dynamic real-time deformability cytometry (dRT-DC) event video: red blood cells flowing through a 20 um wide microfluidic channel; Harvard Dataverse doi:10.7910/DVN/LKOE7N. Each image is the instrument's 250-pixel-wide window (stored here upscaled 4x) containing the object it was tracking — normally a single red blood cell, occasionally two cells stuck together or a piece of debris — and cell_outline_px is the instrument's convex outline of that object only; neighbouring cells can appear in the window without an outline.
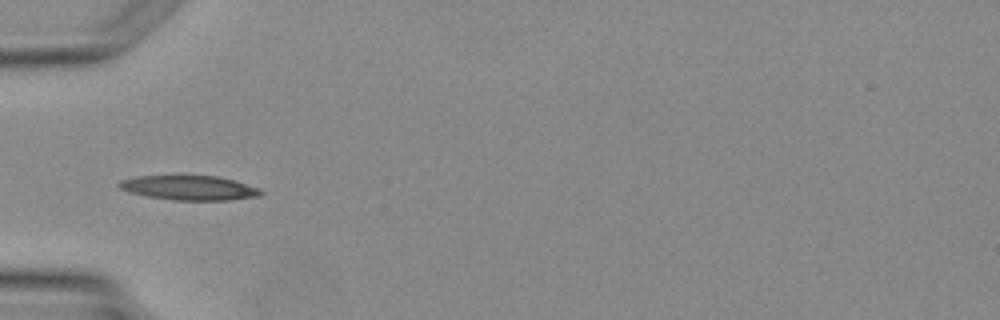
{"species": "Egyptian fruit bat (a non-hibernating species)", "species_latin": "Rousettus aegyptiacus", "temperature_condition": "warm", "stored_images_in_passage": 4, "camera_frame_rate_fps": 3000, "um_per_image_px": 0.085, "animal": {"sex": "female"}, "frame": {"image": 1, "passage_image": 3, "time_ms": 2.667, "image_size_px": [1000, 320], "cell_outline_px": [[264, 192], [260, 196], [228, 200], [172, 200], [148, 196], [128, 192], [120, 188], [116, 184], [120, 180], [140, 176], [216, 176], [232, 180], [260, 188]], "centroid_in_image_um": [16.08, 15.97], "position_along_channel_um": 68.9, "area_um2": 20.11}}
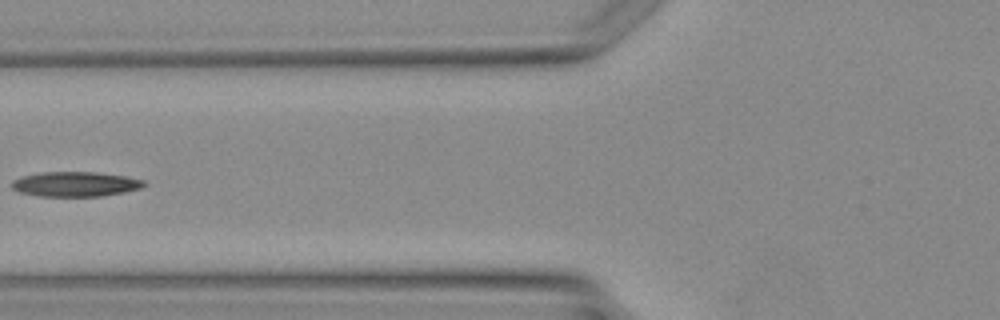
{"frame": {"image": 2, "passage_image": 4, "time_ms": 3.667, "image_size_px": [1000, 320], "cell_outline_px": [[148, 184], [140, 188], [124, 192], [100, 196], [36, 196], [20, 192], [12, 188], [12, 180], [20, 176], [40, 172], [96, 172], [124, 176], [144, 180]], "centroid_in_image_um": [6.38, 15.64], "position_along_channel_um": 119.4, "area_um2": 19.19}}